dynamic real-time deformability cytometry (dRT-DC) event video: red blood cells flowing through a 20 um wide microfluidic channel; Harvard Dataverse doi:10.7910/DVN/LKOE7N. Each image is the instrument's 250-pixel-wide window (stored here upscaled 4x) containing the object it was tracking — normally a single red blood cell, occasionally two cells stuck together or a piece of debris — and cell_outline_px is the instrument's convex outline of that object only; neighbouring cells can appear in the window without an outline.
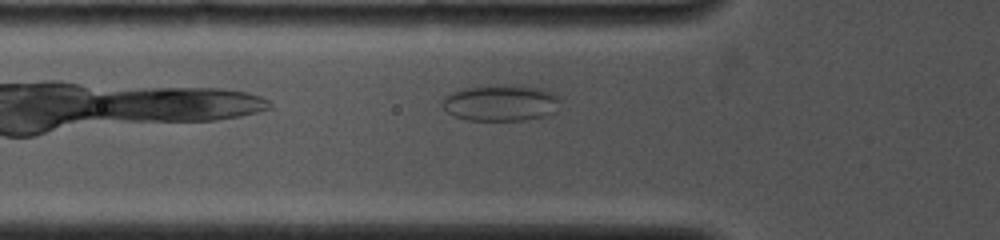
{"species": "common noctule bat (a hibernating species)", "species_latin": "Nyctalus noctula", "temperature_condition": "cold", "stored_images_in_passage": 15, "camera_frame_rate_fps": 4000, "um_per_image_px": 0.085, "animal": {"sex": "female", "body_mass_g": 19.0, "forearm_length_mm": 53.3}, "frame": {"image": 1, "passage_image": 3, "time_ms": 1.25, "image_size_px": [1000, 240], "cell_outline_px": [[560, 100], [556, 112], [544, 116], [524, 120], [464, 120], [448, 112], [440, 104], [444, 96], [452, 92], [464, 88], [516, 84], [536, 88], [552, 92], [560, 96]], "centroid_in_image_um": [42.57, 8.75], "position_along_channel_um": 83.2, "area_um2": 24.97}}
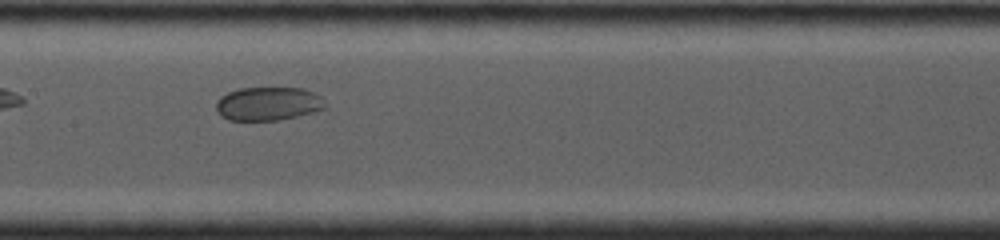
{"frame": {"image": 2, "passage_image": 8, "time_ms": 3.75, "image_size_px": [1000, 240], "cell_outline_px": [[324, 108], [316, 112], [280, 120], [228, 120], [220, 116], [216, 112], [216, 100], [220, 96], [228, 92], [240, 88], [304, 88], [320, 96], [324, 104]], "centroid_in_image_um": [22.75, 8.82], "position_along_channel_um": 184.7, "area_um2": 21.44}}
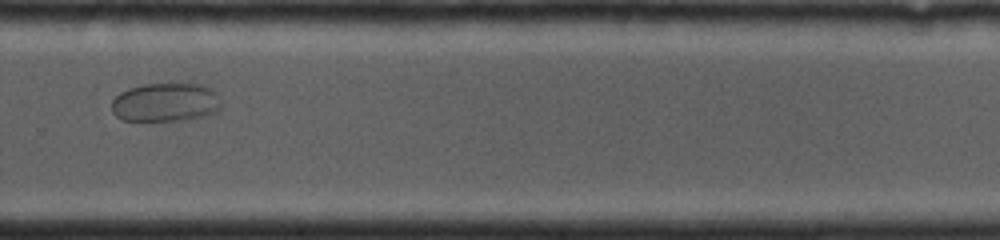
{"frame": {"image": 3, "passage_image": 14, "time_ms": 7.0, "image_size_px": [1000, 240], "cell_outline_px": [[224, 104], [216, 112], [204, 116], [188, 120], [120, 120], [112, 112], [112, 100], [120, 92], [128, 88], [144, 84], [204, 84], [212, 88], [216, 92]], "centroid_in_image_um": [14.11, 8.69], "position_along_channel_um": 315.7, "area_um2": 25.09}}